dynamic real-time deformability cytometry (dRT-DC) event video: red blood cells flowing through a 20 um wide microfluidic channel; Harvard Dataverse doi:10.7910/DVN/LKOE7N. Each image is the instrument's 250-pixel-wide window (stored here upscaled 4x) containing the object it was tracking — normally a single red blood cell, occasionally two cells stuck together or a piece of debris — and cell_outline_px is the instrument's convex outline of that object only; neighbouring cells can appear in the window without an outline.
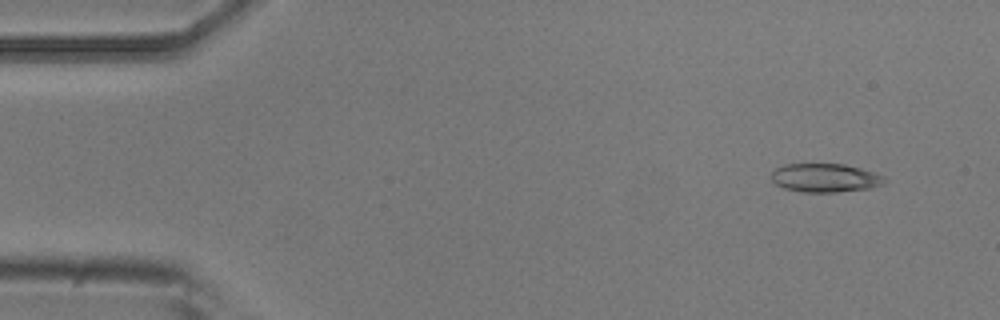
{"species": "common noctule bat (a hibernating species)", "species_latin": "Nyctalus noctula", "temperature_condition": "room temperature", "stored_images_in_passage": 5, "camera_frame_rate_fps": 3000, "um_per_image_px": 0.085, "animal": {"sex": "male", "body_mass_g": 20.5, "forearm_length_mm": 52.5}, "frame": {"image": 1, "passage_image": 2, "time_ms": 1.0, "image_size_px": [1000, 320], "cell_outline_px": [[888, 180], [884, 184], [872, 188], [836, 192], [800, 192], [784, 188], [776, 184], [772, 180], [772, 172], [776, 168], [784, 164], [844, 164], [860, 168], [884, 176]], "centroid_in_image_um": [70.16, 15.12], "position_along_channel_um": 14.8, "area_um2": 18.96}}
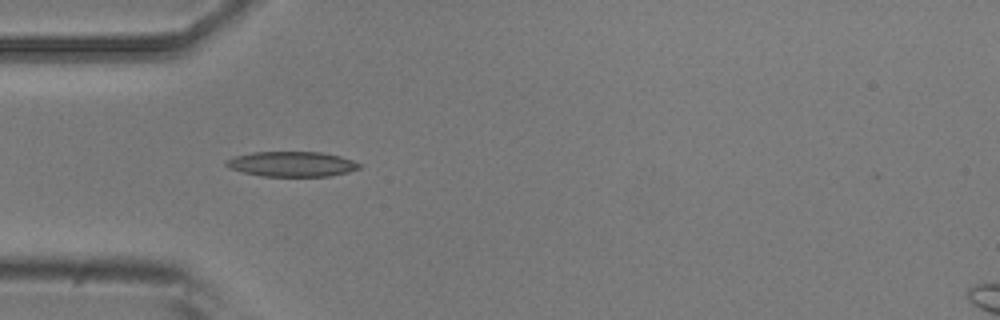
{"frame": {"image": 2, "passage_image": 5, "time_ms": 4.667, "image_size_px": [1000, 320], "cell_outline_px": [[364, 164], [360, 168], [348, 172], [328, 176], [260, 176], [228, 168], [224, 164], [228, 160], [236, 156], [252, 152], [320, 152], [340, 156]], "centroid_in_image_um": [24.84, 13.94], "position_along_channel_um": 60.2, "area_um2": 19.42}}